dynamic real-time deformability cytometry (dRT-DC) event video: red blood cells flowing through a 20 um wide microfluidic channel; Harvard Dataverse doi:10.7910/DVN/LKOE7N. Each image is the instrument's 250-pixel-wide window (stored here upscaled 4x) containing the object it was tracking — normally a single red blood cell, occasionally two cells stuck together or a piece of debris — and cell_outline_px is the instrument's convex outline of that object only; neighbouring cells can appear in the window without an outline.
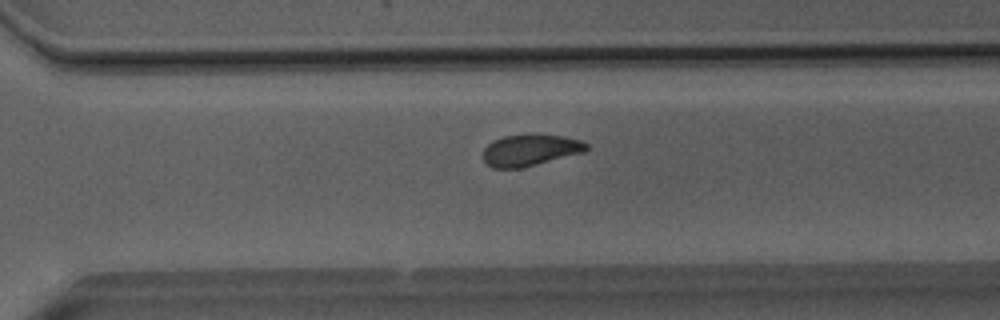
{"species": "Egyptian fruit bat (a non-hibernating species)", "species_latin": "Rousettus aegyptiacus", "temperature_condition": "room temperature", "stored_images_in_passage": 38, "segment_of_instrument_passage": [1, 2], "camera_frame_rate_fps": 3000, "um_per_image_px": 0.085, "animal": {"sex": "male"}, "frame": {"image": 1, "passage_image": 22, "time_ms": 7.0, "image_size_px": [1000, 320], "cell_outline_px": [[588, 148], [584, 152], [520, 168], [492, 168], [484, 160], [484, 148], [492, 140], [504, 136], [532, 132], [560, 136], [580, 140], [588, 144]], "centroid_in_image_um": [45.05, 12.73], "position_along_channel_um": 325.5, "area_um2": 19.13}}
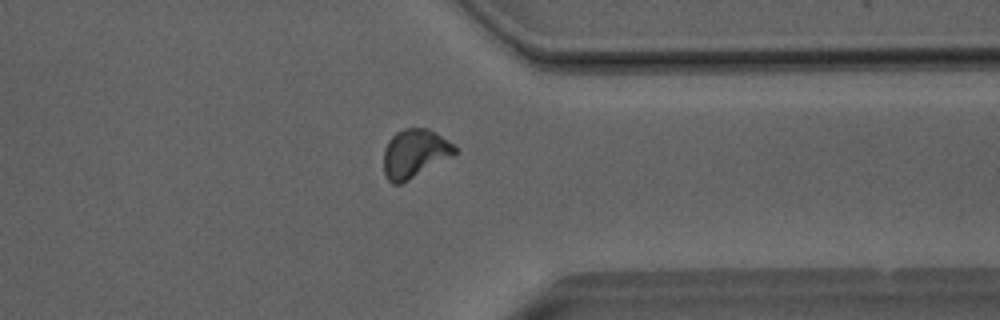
{"frame": {"image": 2, "passage_image": 26, "time_ms": 8.333, "image_size_px": [1000, 320], "cell_outline_px": [[456, 152], [452, 156], [408, 180], [400, 184], [392, 184], [384, 176], [384, 148], [388, 140], [396, 132], [404, 128], [428, 128], [436, 132], [452, 144], [456, 148]], "centroid_in_image_um": [35.21, 13.04], "position_along_channel_um": 376.2, "area_um2": 20.0}}
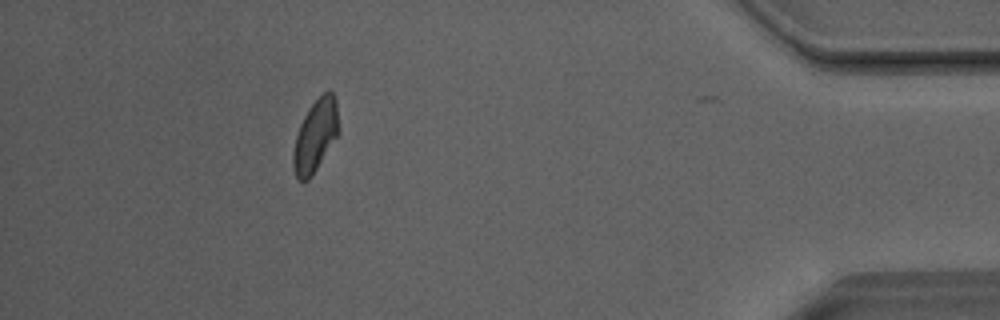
{"frame": {"image": 3, "passage_image": 32, "time_ms": 10.333, "image_size_px": [1000, 320], "cell_outline_px": [[340, 132], [312, 176], [308, 180], [296, 180], [292, 164], [292, 152], [296, 136], [300, 124], [308, 108], [328, 88], [332, 92], [336, 100]], "centroid_in_image_um": [26.81, 11.54], "position_along_channel_um": 408.4, "area_um2": 19.36}}